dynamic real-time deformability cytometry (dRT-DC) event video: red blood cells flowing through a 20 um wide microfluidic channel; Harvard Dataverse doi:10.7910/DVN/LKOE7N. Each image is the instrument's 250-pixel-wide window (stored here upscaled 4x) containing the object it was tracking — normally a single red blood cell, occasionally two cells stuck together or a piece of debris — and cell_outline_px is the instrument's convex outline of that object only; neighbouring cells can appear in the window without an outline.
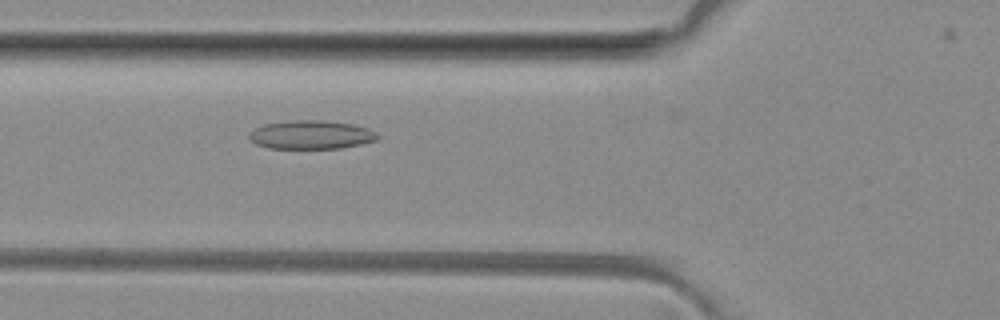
{"species": "common noctule bat (a hibernating species)", "species_latin": "Nyctalus noctula", "temperature_condition": "room temperature", "stored_images_in_passage": 32, "camera_frame_rate_fps": 3000, "um_per_image_px": 0.085, "animal": {"sex": "female", "body_mass_g": 29.2, "forearm_length_mm": 56.3}, "frame": {"image": 1, "passage_image": 3, "time_ms": 0.667, "image_size_px": [1000, 320], "cell_outline_px": [[380, 136], [376, 140], [360, 144], [340, 148], [268, 148], [256, 144], [248, 136], [248, 132], [264, 124], [288, 120], [324, 120], [352, 124], [368, 128], [376, 132]], "centroid_in_image_um": [26.44, 11.44], "position_along_channel_um": 99.4, "area_um2": 21.44}}
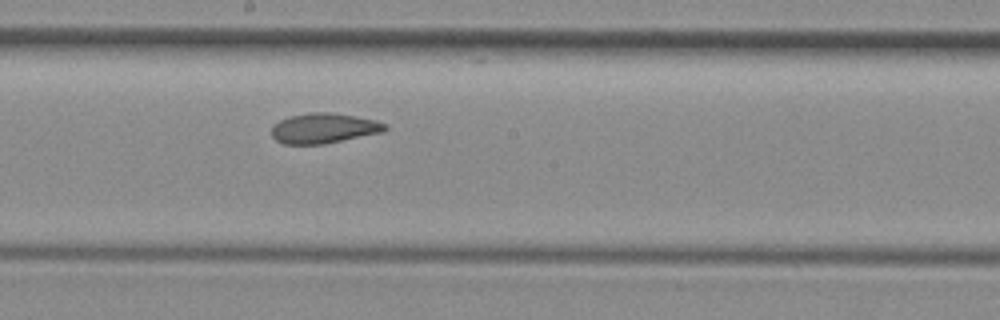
{"frame": {"image": 2, "passage_image": 12, "time_ms": 3.667, "image_size_px": [1000, 320], "cell_outline_px": [[388, 128], [384, 132], [324, 144], [284, 144], [276, 140], [272, 136], [272, 124], [288, 116], [312, 112], [328, 112], [376, 120], [388, 124]], "centroid_in_image_um": [27.53, 10.9], "position_along_channel_um": 220.7, "area_um2": 20.0}}
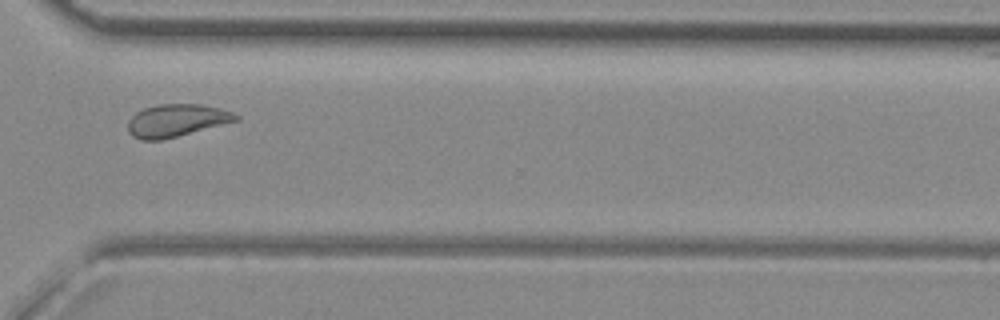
{"frame": {"image": 3, "passage_image": 22, "time_ms": 7.0, "image_size_px": [1000, 320], "cell_outline_px": [[240, 120], [160, 140], [140, 140], [132, 136], [128, 132], [128, 120], [136, 112], [144, 108], [160, 104], [200, 104], [220, 108], [232, 112], [240, 116]], "centroid_in_image_um": [14.99, 10.23], "position_along_channel_um": 355.6, "area_um2": 20.4}}